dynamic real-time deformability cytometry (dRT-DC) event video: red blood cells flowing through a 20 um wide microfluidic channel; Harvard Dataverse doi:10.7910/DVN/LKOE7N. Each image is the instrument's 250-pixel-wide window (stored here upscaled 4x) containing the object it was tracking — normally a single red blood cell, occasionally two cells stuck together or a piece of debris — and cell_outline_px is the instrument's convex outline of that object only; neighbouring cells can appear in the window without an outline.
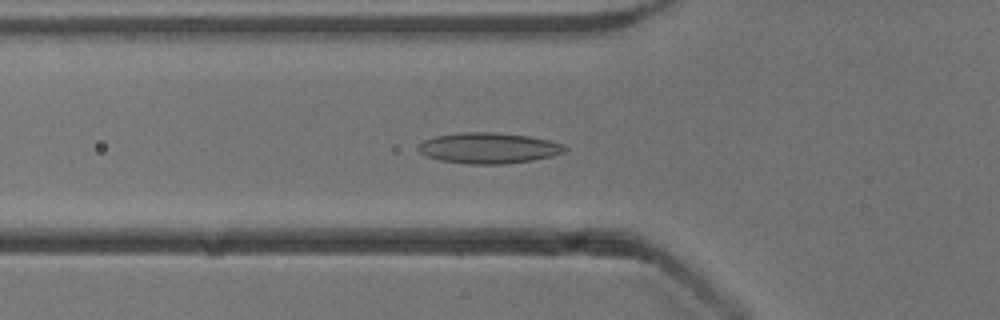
{"species": "common noctule bat (a hibernating species)", "species_latin": "Nyctalus noctula", "temperature_condition": "cold", "stored_images_in_passage": 36, "camera_frame_rate_fps": 3000, "um_per_image_px": 0.085, "animal": {"sex": "male", "body_mass_g": 13.3}, "frame": {"image": 1, "passage_image": 2, "time_ms": 0.333, "image_size_px": [1000, 320], "cell_outline_px": [[568, 148], [564, 152], [552, 156], [532, 160], [500, 164], [472, 164], [440, 160], [428, 156], [420, 152], [416, 148], [424, 140], [436, 136], [460, 132], [496, 132], [528, 136], [548, 140], [564, 144]], "centroid_in_image_um": [41.55, 12.57], "position_along_channel_um": 84.3, "area_um2": 26.13}}
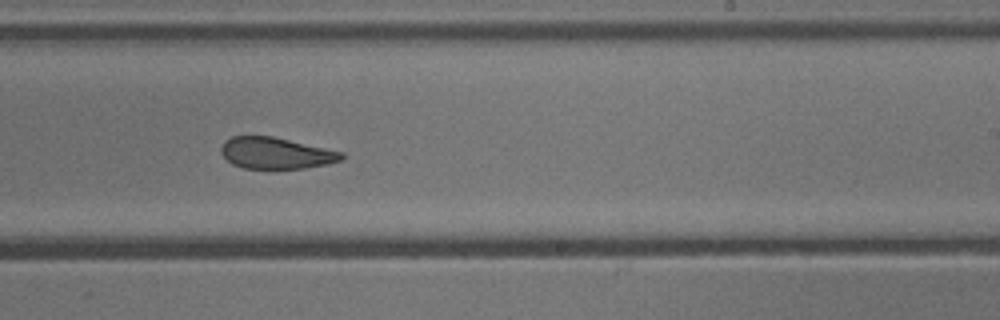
{"frame": {"image": 2, "passage_image": 16, "time_ms": 5.0, "image_size_px": [1000, 320], "cell_outline_px": [[344, 160], [328, 164], [304, 168], [244, 168], [232, 164], [220, 152], [220, 148], [232, 136], [272, 136], [344, 152]], "centroid_in_image_um": [23.5, 13.02], "position_along_channel_um": 265.5, "area_um2": 21.91}}
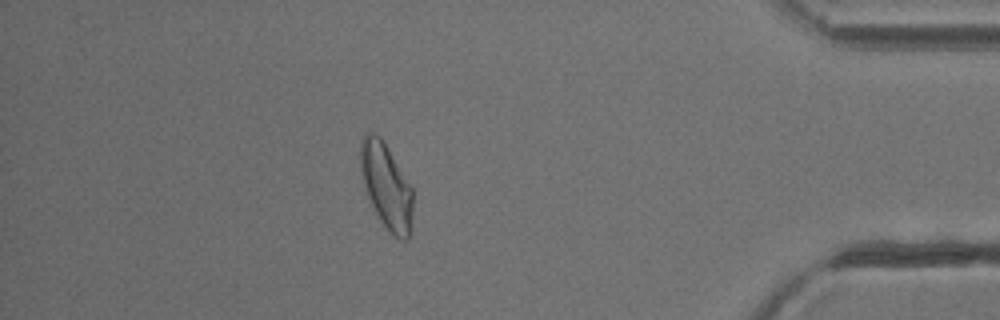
{"frame": {"image": 3, "passage_image": 30, "time_ms": 9.667, "image_size_px": [1000, 320], "cell_outline_px": [[412, 228], [408, 240], [400, 240], [376, 216], [364, 188], [360, 172], [360, 144], [364, 136], [368, 132], [372, 132], [380, 136], [412, 188]], "centroid_in_image_um": [32.82, 15.83], "position_along_channel_um": 402.4, "area_um2": 25.95}, "authors_computed_cell_mechanics": {"area_um2": 24.3049, "velocity_mm_per_s": 3.8712, "shape_relaxation_time_tau1_ms": null, "shape_relaxation_time_tau2_ms": 1.9206, "deformation_change_tau1": null, "deformation_change_tau2": 0.0878}}